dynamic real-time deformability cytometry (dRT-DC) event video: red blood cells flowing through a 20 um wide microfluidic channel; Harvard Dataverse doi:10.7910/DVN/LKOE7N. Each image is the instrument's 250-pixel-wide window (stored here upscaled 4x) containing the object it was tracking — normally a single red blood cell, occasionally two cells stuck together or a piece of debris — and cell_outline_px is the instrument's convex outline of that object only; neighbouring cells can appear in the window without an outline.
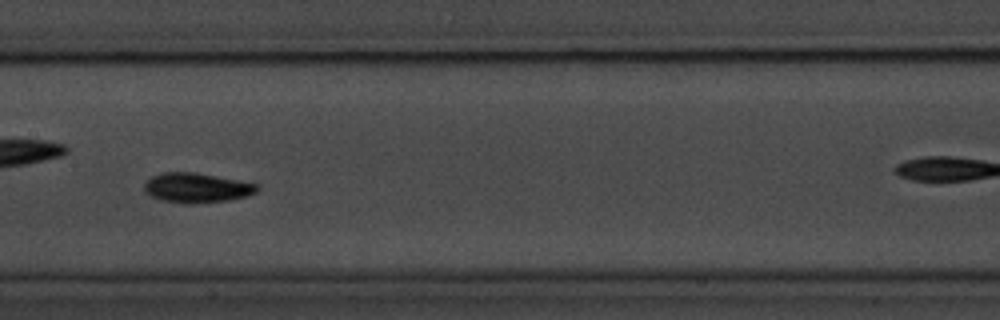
{"species": "common noctule bat (a hibernating species)", "species_latin": "Nyctalus noctula", "temperature_condition": "room temperature", "stored_images_in_passage": 8, "camera_frame_rate_fps": 3000, "um_per_image_px": 0.085, "animal": {"sex": "male", "body_mass_g": 20.1, "forearm_length_mm": 53.5}, "frame": {"image": 1, "passage_image": 7, "time_ms": 7.0, "image_size_px": [1000, 320], "cell_outline_px": [[260, 188], [256, 192], [244, 196], [228, 200], [192, 204], [188, 204], [160, 200], [144, 192], [144, 184], [152, 176], [164, 172], [196, 172], [260, 184]], "centroid_in_image_um": [16.72, 15.96], "position_along_channel_um": 190.7, "area_um2": 19.59}}